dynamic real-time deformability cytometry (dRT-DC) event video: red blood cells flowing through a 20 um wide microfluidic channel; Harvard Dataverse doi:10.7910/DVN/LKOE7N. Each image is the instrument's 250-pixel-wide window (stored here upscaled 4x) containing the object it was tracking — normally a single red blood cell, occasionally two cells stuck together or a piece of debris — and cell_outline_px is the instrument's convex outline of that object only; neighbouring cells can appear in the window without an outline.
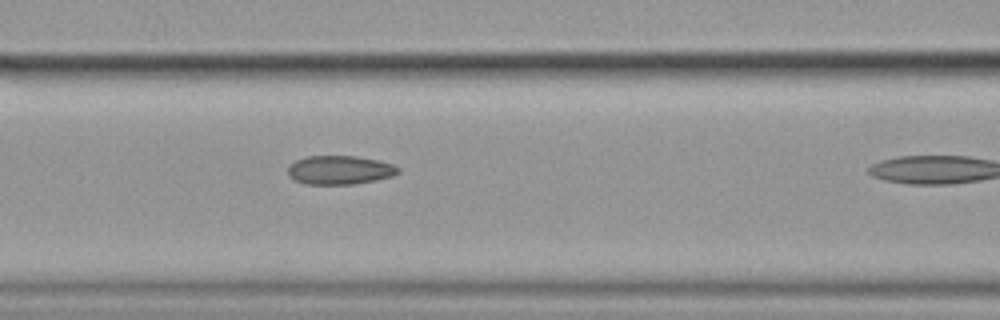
{"species": "common noctule bat (a hibernating species)", "species_latin": "Nyctalus noctula", "temperature_condition": "cold", "stored_images_in_passage": 7, "camera_frame_rate_fps": 3000, "um_per_image_px": 0.085, "animal": {"sex": "female", "body_mass_g": 19.9}, "frame": {"image": 1, "passage_image": 6, "time_ms": 1.667, "image_size_px": [1000, 320], "cell_outline_px": [[400, 172], [392, 176], [376, 180], [352, 184], [304, 184], [288, 176], [288, 164], [296, 160], [308, 156], [356, 156], [380, 160], [392, 164], [400, 168]], "centroid_in_image_um": [28.88, 14.44], "position_along_channel_um": 137.7, "area_um2": 18.61}}